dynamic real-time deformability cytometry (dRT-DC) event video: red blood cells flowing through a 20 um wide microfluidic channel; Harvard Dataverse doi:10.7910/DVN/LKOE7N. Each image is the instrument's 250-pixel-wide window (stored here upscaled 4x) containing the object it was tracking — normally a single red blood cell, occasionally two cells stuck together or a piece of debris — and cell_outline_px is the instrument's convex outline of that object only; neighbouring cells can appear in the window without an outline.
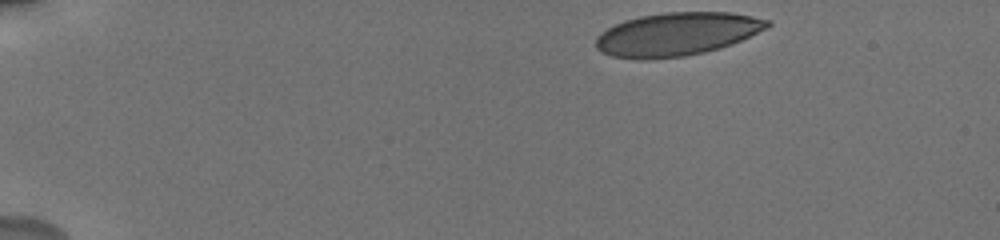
{"species": "human", "species_latin": "Homo sapiens", "temperature_condition": "cold", "stored_images_in_passage": 37, "camera_frame_rate_fps": 3000, "um_per_image_px": 0.085, "donor": {"sex": "male"}, "frame": {"image": 1, "passage_image": 1, "time_ms": 0.0, "image_size_px": [1000, 240], "cell_outline_px": [[772, 24], [768, 28], [732, 44], [720, 48], [704, 52], [684, 56], [644, 60], [640, 60], [612, 56], [600, 52], [596, 48], [596, 36], [600, 32], [624, 20], [640, 16], [664, 12], [732, 12], [772, 20]], "centroid_in_image_um": [57.54, 2.9], "position_along_channel_um": 27.5, "area_um2": 43.52}}
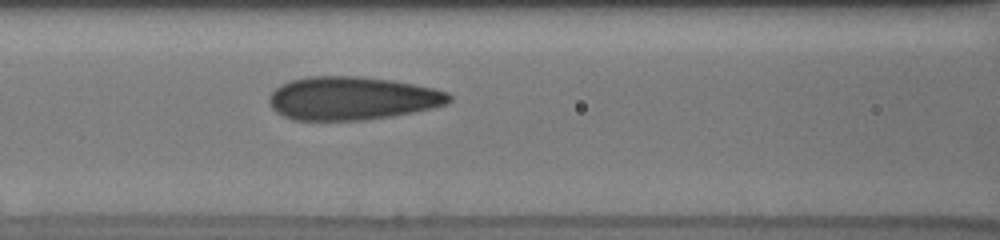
{"frame": {"image": 2, "passage_image": 15, "time_ms": 5.667, "image_size_px": [1000, 240], "cell_outline_px": [[452, 100], [448, 104], [432, 108], [412, 112], [364, 120], [292, 120], [276, 112], [272, 108], [268, 100], [268, 96], [280, 84], [292, 80], [308, 76], [356, 76], [392, 80], [436, 88], [448, 92], [452, 96]], "centroid_in_image_um": [29.93, 8.35], "position_along_channel_um": 136.7, "area_um2": 45.55}}
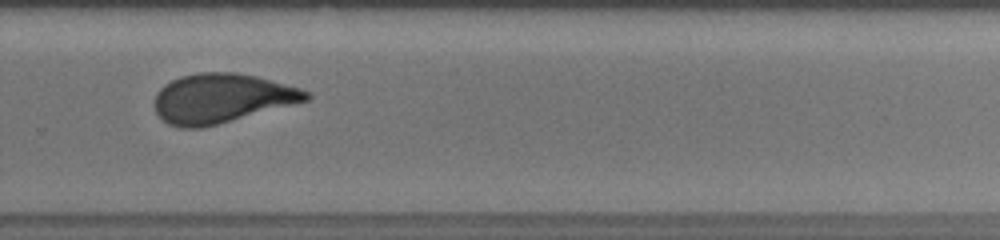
{"frame": {"image": 3, "passage_image": 28, "time_ms": 10.333, "image_size_px": [1000, 240], "cell_outline_px": [[312, 96], [308, 100], [216, 124], [200, 128], [180, 128], [168, 124], [156, 112], [152, 104], [156, 92], [164, 84], [180, 76], [200, 72], [236, 72], [256, 76], [300, 88], [312, 92]], "centroid_in_image_um": [18.8, 8.34], "position_along_channel_um": 311.0, "area_um2": 43.47}, "authors_computed_cell_mechanics": {"area_um2": 44.1592, "velocity_mm_per_s": 3.7496, "shape_relaxation_time_tau1_ms": 7.8072, "shape_relaxation_time_tau2_ms": 0.7066, "deformation_change_tau1": 0.2011, "deformation_change_tau2": 0.0751}}